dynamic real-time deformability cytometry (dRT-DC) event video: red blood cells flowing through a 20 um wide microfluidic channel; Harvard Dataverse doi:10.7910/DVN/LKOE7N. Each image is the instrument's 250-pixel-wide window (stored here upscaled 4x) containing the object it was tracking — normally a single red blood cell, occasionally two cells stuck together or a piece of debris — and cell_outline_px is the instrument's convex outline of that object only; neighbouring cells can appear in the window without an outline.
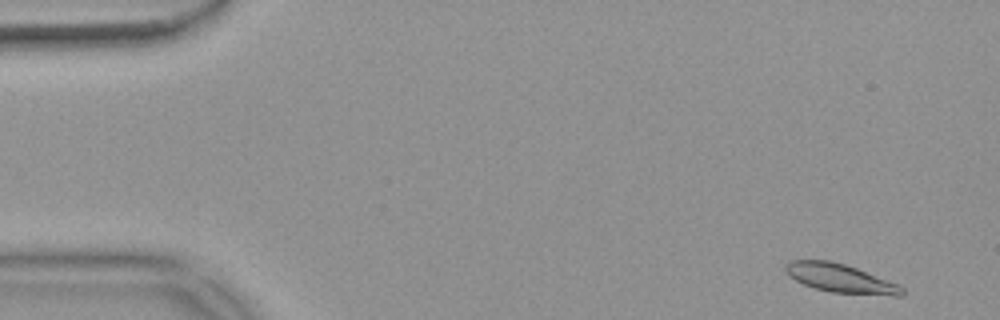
{"species": "common noctule bat (a hibernating species)", "species_latin": "Nyctalus noctula", "temperature_condition": "warm", "stored_images_in_passage": 54, "camera_frame_rate_fps": 3000, "um_per_image_px": 0.085, "animal": {"sex": "female", "body_mass_g": 18.4}, "frame": {"image": 1, "passage_image": 2, "time_ms": 0.333, "image_size_px": [1000, 320], "cell_outline_px": [[904, 296], [892, 296], [832, 292], [816, 288], [804, 284], [788, 276], [784, 272], [784, 264], [792, 260], [828, 260], [844, 264], [856, 268], [900, 284], [904, 288]], "centroid_in_image_um": [71.45, 23.66], "position_along_channel_um": 13.5, "area_um2": 19.59}}
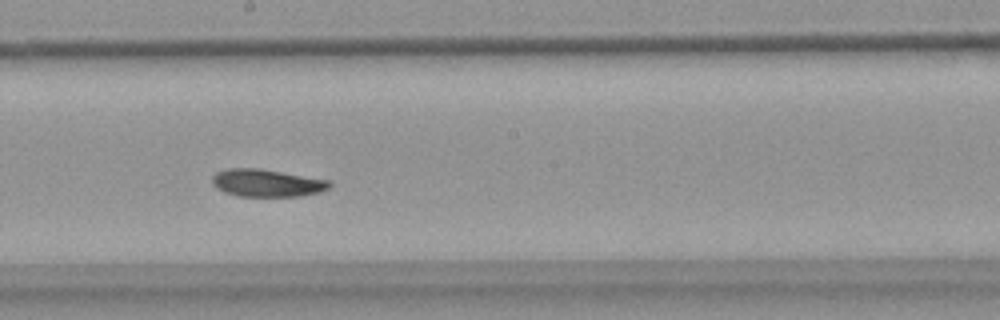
{"frame": {"image": 2, "passage_image": 29, "time_ms": 9.333, "image_size_px": [1000, 320], "cell_outline_px": [[332, 184], [328, 188], [320, 192], [300, 196], [240, 196], [224, 192], [216, 188], [212, 184], [212, 176], [216, 172], [228, 168], [260, 168], [332, 180]], "centroid_in_image_um": [22.69, 15.54], "position_along_channel_um": 225.5, "area_um2": 19.02}}
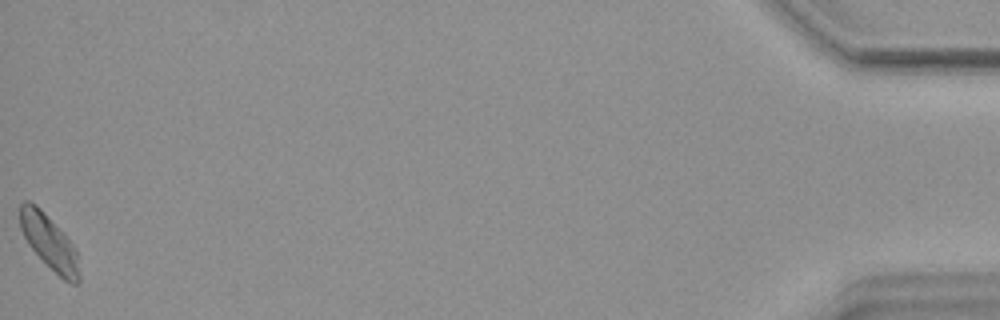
{"frame": {"image": 3, "passage_image": 54, "time_ms": 17.667, "image_size_px": [1000, 320], "cell_outline_px": [[80, 284], [72, 284], [64, 280], [28, 244], [20, 228], [20, 204], [24, 200], [28, 200], [36, 204], [40, 208], [76, 248], [80, 276]], "centroid_in_image_um": [4.19, 20.58], "position_along_channel_um": 431.0, "area_um2": 18.38}, "authors_computed_cell_mechanics": {"area_um2": 18.9873, "velocity_mm_per_s": 3.6476, "shape_relaxation_time_tau1_ms": 5.1035, "shape_relaxation_time_tau2_ms": 7.176, "deformation_change_tau1": 0.1275, "deformation_change_tau2": 0.1193}}